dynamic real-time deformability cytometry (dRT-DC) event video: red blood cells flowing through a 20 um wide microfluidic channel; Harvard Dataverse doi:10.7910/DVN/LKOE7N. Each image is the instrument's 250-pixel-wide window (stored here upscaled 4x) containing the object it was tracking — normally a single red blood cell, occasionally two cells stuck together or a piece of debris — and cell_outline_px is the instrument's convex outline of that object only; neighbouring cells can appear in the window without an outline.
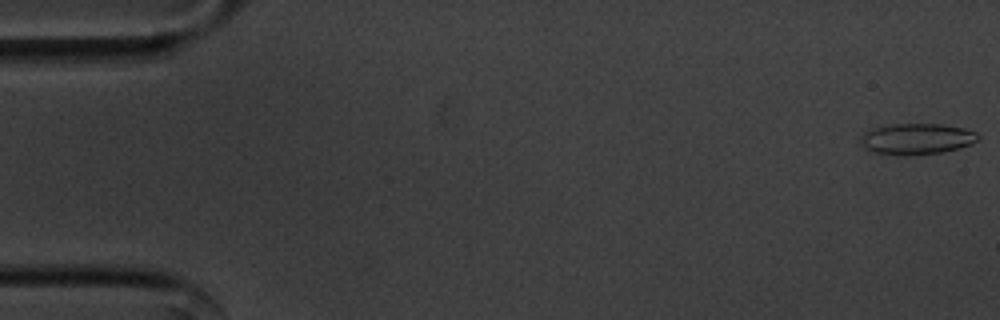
{"species": "common noctule bat (a hibernating species)", "species_latin": "Nyctalus noctula", "temperature_condition": "cold", "stored_images_in_passage": 55, "camera_frame_rate_fps": 3000, "um_per_image_px": 0.085, "animal": {"sex": "male", "body_mass_g": 20.1, "forearm_length_mm": 53.5}, "frame": {"image": 1, "passage_image": 1, "time_ms": 0.0, "image_size_px": [1000, 320], "cell_outline_px": [[980, 136], [972, 144], [960, 148], [944, 152], [904, 156], [900, 156], [872, 152], [864, 148], [860, 144], [860, 140], [864, 132], [872, 128], [892, 124], [940, 124], [964, 128], [976, 132]], "centroid_in_image_um": [77.9, 11.82], "position_along_channel_um": 7.1, "area_um2": 21.5}}
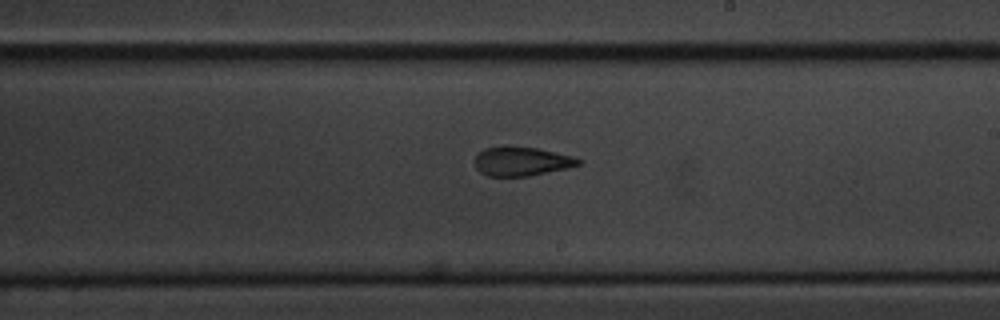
{"frame": {"image": 2, "passage_image": 32, "time_ms": 10.333, "image_size_px": [1000, 320], "cell_outline_px": [[580, 164], [568, 168], [528, 176], [488, 176], [480, 172], [476, 168], [476, 156], [484, 148], [504, 144], [508, 144], [536, 148], [572, 156], [580, 160]], "centroid_in_image_um": [44.29, 13.69], "position_along_channel_um": 244.7, "area_um2": 17.69}}
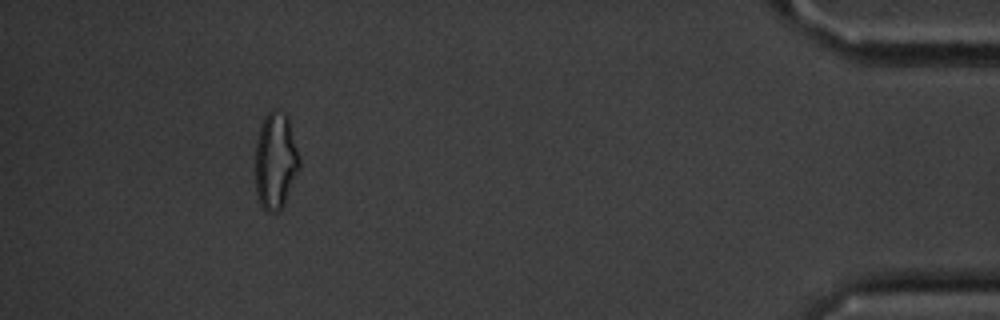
{"frame": {"image": 3, "passage_image": 51, "time_ms": 16.667, "image_size_px": [1000, 320], "cell_outline_px": [[300, 168], [284, 204], [276, 212], [268, 212], [260, 204], [256, 192], [256, 140], [264, 116], [272, 108], [276, 108], [284, 112], [288, 116], [300, 160]], "centroid_in_image_um": [23.43, 13.64], "position_along_channel_um": 411.8, "area_um2": 24.91}, "authors_computed_cell_mechanics": {"area_um2": 19.363, "velocity_mm_per_s": 3.5972, "shape_relaxation_time_tau1_ms": 8.7823, "shape_relaxation_time_tau2_ms": 3.6679, "deformation_change_tau1": 0.1576, "deformation_change_tau2": 0.1247}}